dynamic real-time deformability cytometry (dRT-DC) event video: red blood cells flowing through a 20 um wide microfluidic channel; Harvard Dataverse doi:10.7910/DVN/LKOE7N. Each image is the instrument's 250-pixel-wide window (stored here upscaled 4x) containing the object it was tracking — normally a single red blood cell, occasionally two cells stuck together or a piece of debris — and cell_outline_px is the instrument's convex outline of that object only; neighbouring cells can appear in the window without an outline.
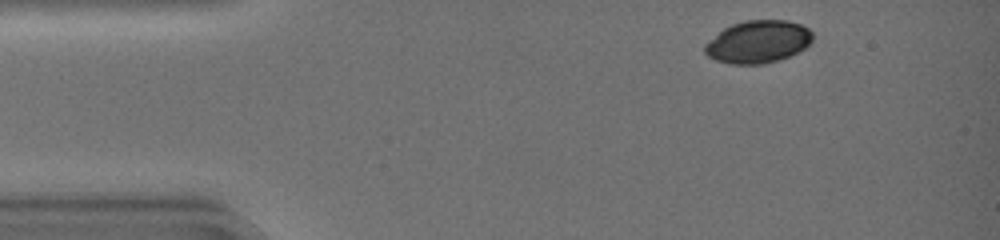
{"species": "common noctule bat (a hibernating species)", "species_latin": "Nyctalus noctula", "temperature_condition": "warm", "stored_images_in_passage": 39, "camera_frame_rate_fps": 3000, "um_per_image_px": 0.085, "animal": {"sex": "female", "body_mass_g": 19.0, "forearm_length_mm": 51.5}, "frame": {"image": 1, "passage_image": 3, "time_ms": 0.667, "image_size_px": [1000, 240], "cell_outline_px": [[812, 40], [804, 48], [780, 60], [764, 64], [728, 64], [716, 60], [708, 56], [704, 52], [704, 44], [724, 28], [732, 24], [744, 20], [788, 20], [800, 24], [808, 28], [812, 32]], "centroid_in_image_um": [64.41, 3.55], "position_along_channel_um": 20.6, "area_um2": 26.76}}
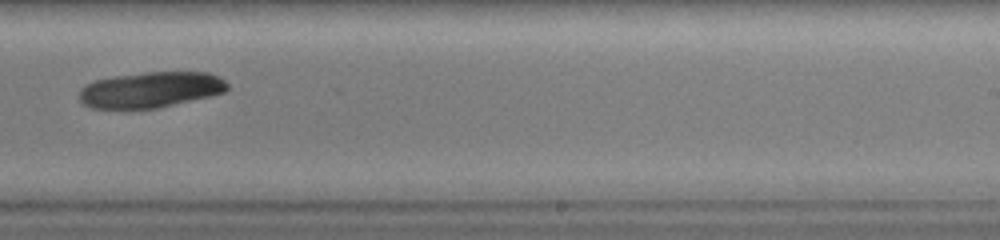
{"frame": {"image": 2, "passage_image": 26, "time_ms": 8.333, "image_size_px": [1000, 240], "cell_outline_px": [[228, 88], [224, 92], [212, 96], [156, 108], [92, 108], [84, 104], [80, 100], [80, 88], [96, 80], [116, 76], [148, 72], [208, 72], [220, 76], [228, 84]], "centroid_in_image_um": [12.85, 7.62], "position_along_channel_um": 276.1, "area_um2": 30.69}}
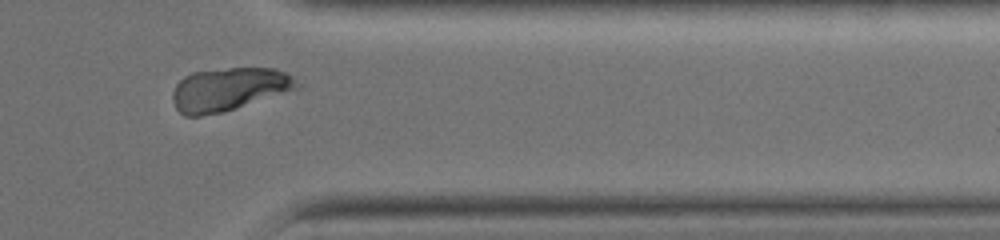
{"frame": {"image": 3, "passage_image": 34, "time_ms": 11.0, "image_size_px": [1000, 240], "cell_outline_px": [[300, 88], [224, 112], [200, 116], [184, 116], [176, 108], [172, 100], [172, 92], [176, 84], [184, 76], [192, 72], [228, 68], [276, 68], [288, 72], [300, 84]], "centroid_in_image_um": [19.46, 7.59], "position_along_channel_um": 391.9, "area_um2": 31.5}}